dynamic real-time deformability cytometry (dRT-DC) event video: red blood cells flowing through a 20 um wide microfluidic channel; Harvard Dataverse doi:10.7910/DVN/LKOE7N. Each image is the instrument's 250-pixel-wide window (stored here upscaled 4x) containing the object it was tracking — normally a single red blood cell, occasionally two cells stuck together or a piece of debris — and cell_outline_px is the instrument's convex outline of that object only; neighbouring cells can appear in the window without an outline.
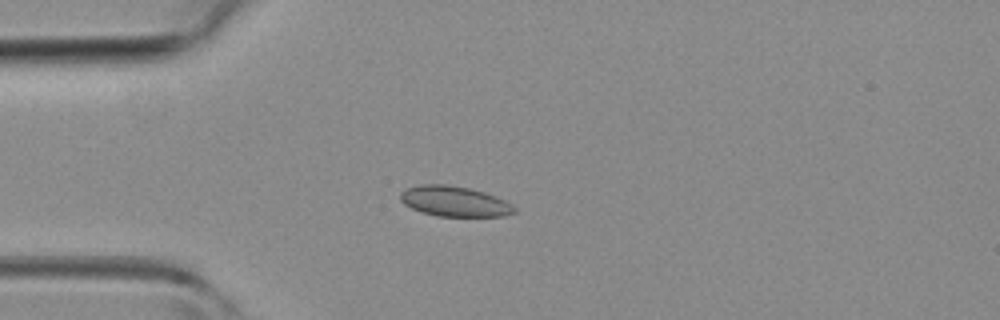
{"species": "common noctule bat (a hibernating species)", "species_latin": "Nyctalus noctula", "temperature_condition": "room temperature", "stored_images_in_passage": 36, "camera_frame_rate_fps": 3000, "um_per_image_px": 0.085, "animal": {"sex": "female", "body_mass_g": 19.3, "forearm_length_mm": 54.1}, "frame": {"image": 1, "passage_image": 4, "time_ms": 1.0, "image_size_px": [1000, 320], "cell_outline_px": [[516, 212], [504, 216], [436, 216], [420, 212], [404, 204], [400, 200], [400, 192], [404, 188], [420, 184], [448, 184], [468, 188], [484, 192], [496, 196], [512, 204], [516, 208]], "centroid_in_image_um": [38.6, 17.11], "position_along_channel_um": 46.4, "area_um2": 20.35}}
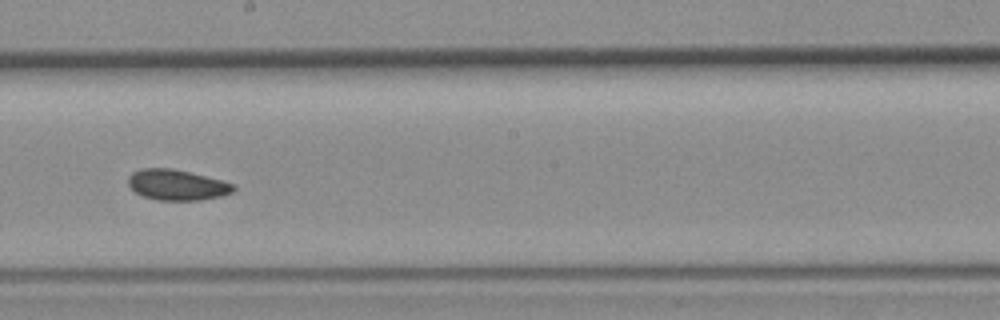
{"frame": {"image": 2, "passage_image": 17, "time_ms": 5.333, "image_size_px": [1000, 320], "cell_outline_px": [[236, 188], [232, 192], [220, 196], [200, 200], [156, 200], [144, 196], [136, 192], [128, 184], [128, 176], [132, 172], [140, 168], [172, 168], [236, 184]], "centroid_in_image_um": [15.02, 15.71], "position_along_channel_um": 233.2, "area_um2": 18.67}}
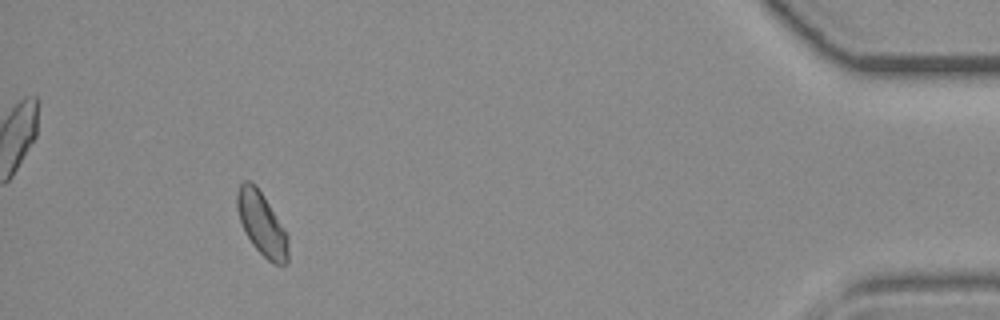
{"frame": {"image": 3, "passage_image": 33, "time_ms": 10.667, "image_size_px": [1000, 320], "cell_outline_px": [[288, 260], [284, 264], [272, 264], [252, 244], [240, 220], [236, 208], [236, 192], [240, 184], [244, 180], [248, 180], [256, 184], [288, 232]], "centroid_in_image_um": [22.26, 18.99], "position_along_channel_um": 412.9, "area_um2": 18.96}}